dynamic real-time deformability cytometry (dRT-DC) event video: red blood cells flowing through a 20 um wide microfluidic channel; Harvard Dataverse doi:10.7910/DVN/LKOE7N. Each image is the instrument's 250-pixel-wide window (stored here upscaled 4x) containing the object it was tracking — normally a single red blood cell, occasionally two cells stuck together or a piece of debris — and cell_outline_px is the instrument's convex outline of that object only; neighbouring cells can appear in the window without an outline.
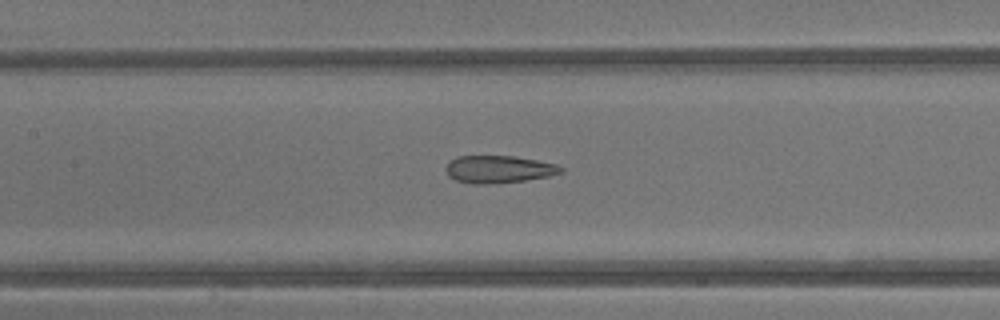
{"species": "common noctule bat (a hibernating species)", "species_latin": "Nyctalus noctula", "temperature_condition": "warm", "stored_images_in_passage": 21, "camera_frame_rate_fps": 3000, "um_per_image_px": 0.085, "animal": {"sex": "male", "body_mass_g": 13.3}, "frame": {"image": 1, "passage_image": 20, "time_ms": 6.333, "image_size_px": [1000, 320], "cell_outline_px": [[564, 172], [548, 176], [524, 180], [492, 184], [472, 184], [456, 180], [448, 176], [444, 168], [456, 156], [512, 156], [536, 160], [556, 164], [564, 168]], "centroid_in_image_um": [42.37, 14.39], "position_along_channel_um": 165.0, "area_um2": 18.38}}